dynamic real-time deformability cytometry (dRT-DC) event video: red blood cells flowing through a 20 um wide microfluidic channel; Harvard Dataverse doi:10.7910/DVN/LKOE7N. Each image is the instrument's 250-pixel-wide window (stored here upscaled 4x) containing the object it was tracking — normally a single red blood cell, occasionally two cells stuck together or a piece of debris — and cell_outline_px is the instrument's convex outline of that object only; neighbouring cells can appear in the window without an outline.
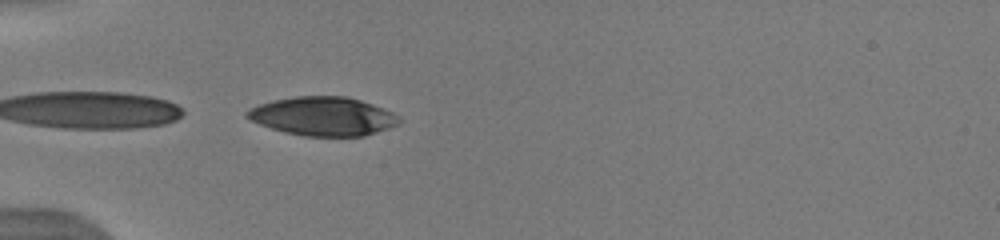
{"species": "human", "species_latin": "Homo sapiens", "temperature_condition": "warm", "stored_images_in_passage": 4, "camera_frame_rate_fps": 3000, "um_per_image_px": 0.085, "donor": {"sex": "male"}, "frame": {"image": 1, "passage_image": 4, "time_ms": 2.0, "image_size_px": [1000, 240], "cell_outline_px": [[400, 124], [364, 136], [304, 136], [284, 132], [260, 124], [244, 116], [244, 112], [248, 108], [260, 104], [276, 100], [296, 96], [344, 96], [360, 100], [372, 104], [392, 112], [400, 120]], "centroid_in_image_um": [27.43, 9.88], "position_along_channel_um": 57.6, "area_um2": 34.1}}